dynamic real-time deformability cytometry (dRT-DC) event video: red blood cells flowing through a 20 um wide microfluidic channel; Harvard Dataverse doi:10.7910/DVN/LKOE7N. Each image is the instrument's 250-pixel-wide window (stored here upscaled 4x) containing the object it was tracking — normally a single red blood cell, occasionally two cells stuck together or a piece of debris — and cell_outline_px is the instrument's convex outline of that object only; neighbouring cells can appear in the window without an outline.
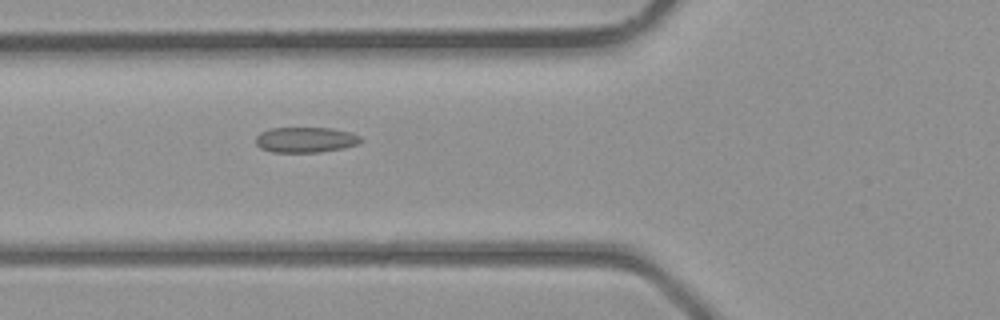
{"species": "common noctule bat (a hibernating species)", "species_latin": "Nyctalus noctula", "temperature_condition": "room temperature", "stored_images_in_passage": 28, "camera_frame_rate_fps": 3000, "um_per_image_px": 0.085, "animal": {"sex": "male", "body_mass_g": 23.1, "forearm_length_mm": 52.7}, "frame": {"image": 1, "passage_image": 7, "time_ms": 2.0, "image_size_px": [1000, 320], "cell_outline_px": [[364, 140], [360, 144], [344, 148], [320, 152], [272, 152], [260, 148], [256, 144], [256, 136], [260, 132], [272, 128], [332, 128], [352, 132], [360, 136]], "centroid_in_image_um": [26.02, 11.88], "position_along_channel_um": 99.8, "area_um2": 15.78}}
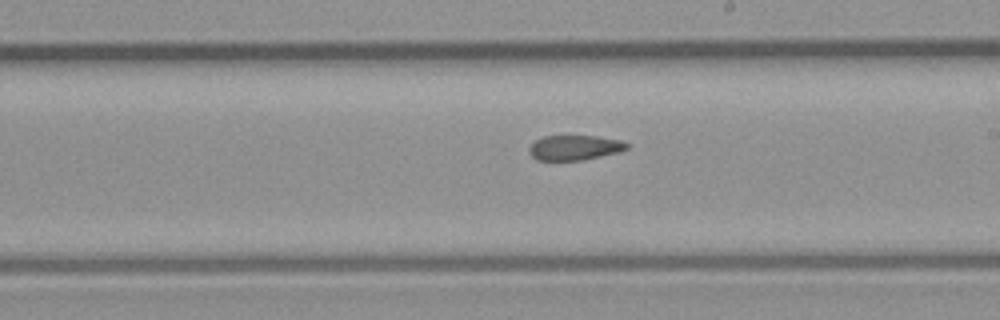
{"frame": {"image": 2, "passage_image": 15, "time_ms": 4.667, "image_size_px": [1000, 320], "cell_outline_px": [[628, 148], [620, 152], [580, 160], [536, 160], [528, 152], [528, 148], [536, 140], [544, 136], [596, 136], [620, 140], [628, 144]], "centroid_in_image_um": [48.82, 12.55], "position_along_channel_um": 240.2, "area_um2": 14.1}}
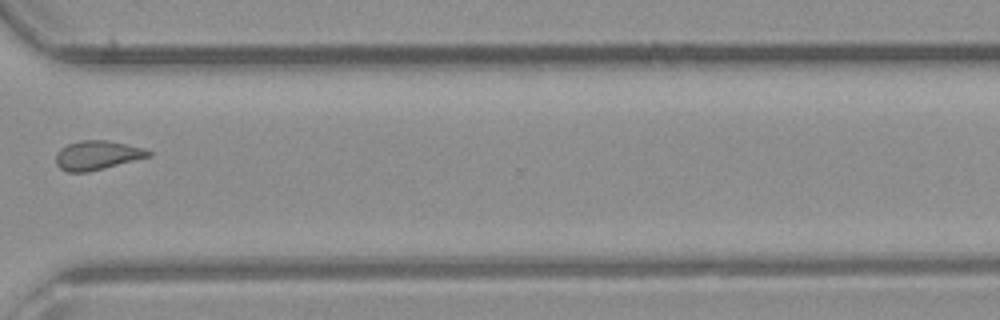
{"frame": {"image": 3, "passage_image": 22, "time_ms": 7.0, "image_size_px": [1000, 320], "cell_outline_px": [[152, 156], [88, 172], [68, 172], [60, 168], [56, 164], [56, 152], [60, 148], [68, 144], [80, 140], [104, 140], [144, 148], [152, 152]], "centroid_in_image_um": [8.25, 13.2], "position_along_channel_um": 362.4, "area_um2": 15.66}}